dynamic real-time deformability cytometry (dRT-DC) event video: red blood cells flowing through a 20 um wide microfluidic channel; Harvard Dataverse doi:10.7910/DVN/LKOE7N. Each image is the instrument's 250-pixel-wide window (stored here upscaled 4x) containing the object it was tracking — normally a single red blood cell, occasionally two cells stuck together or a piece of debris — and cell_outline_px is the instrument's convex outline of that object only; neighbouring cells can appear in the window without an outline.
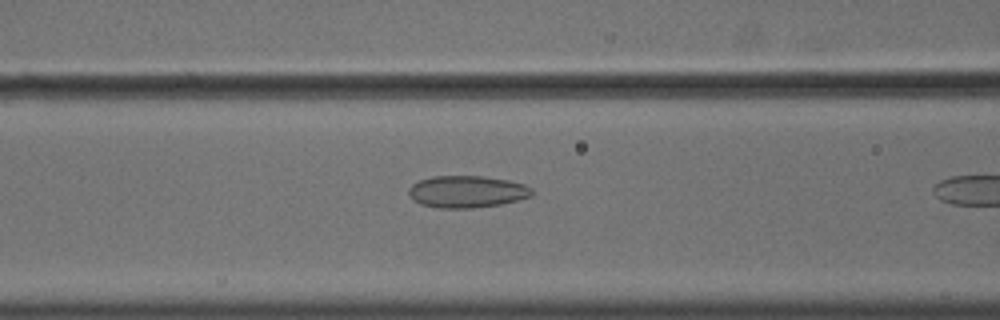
{"species": "common noctule bat (a hibernating species)", "species_latin": "Nyctalus noctula", "temperature_condition": "cold", "stored_images_in_passage": 6, "camera_frame_rate_fps": 3000, "um_per_image_px": 0.085, "animal": {"sex": "male", "body_mass_g": 18.8}, "frame": {"image": 1, "passage_image": 5, "time_ms": 1.333, "image_size_px": [1000, 320], "cell_outline_px": [[532, 196], [500, 204], [472, 208], [436, 208], [420, 204], [412, 200], [408, 192], [408, 188], [412, 184], [420, 180], [432, 176], [480, 176], [508, 180], [524, 184], [532, 188]], "centroid_in_image_um": [39.65, 16.29], "position_along_channel_um": 127.0, "area_um2": 23.0}}